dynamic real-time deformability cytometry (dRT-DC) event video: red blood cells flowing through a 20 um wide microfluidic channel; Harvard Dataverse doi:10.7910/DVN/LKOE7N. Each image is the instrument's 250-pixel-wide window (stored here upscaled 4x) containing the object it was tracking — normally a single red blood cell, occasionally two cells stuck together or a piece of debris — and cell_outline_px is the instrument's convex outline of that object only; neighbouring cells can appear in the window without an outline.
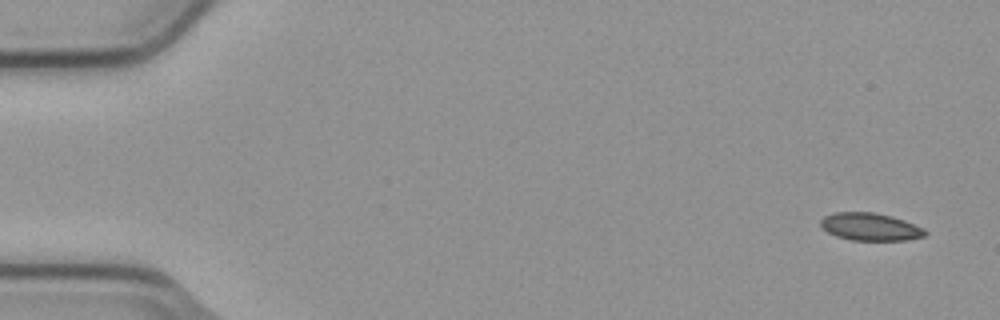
{"species": "common noctule bat (a hibernating species)", "species_latin": "Nyctalus noctula", "temperature_condition": "cold", "stored_images_in_passage": 4, "camera_frame_rate_fps": 3000, "um_per_image_px": 0.085, "animal": {"sex": "male", "body_mass_g": 23.1, "forearm_length_mm": 52.7}, "frame": {"image": 1, "passage_image": 1, "time_ms": 0.0, "image_size_px": [1000, 320], "cell_outline_px": [[928, 232], [924, 236], [908, 240], [852, 240], [836, 236], [828, 232], [820, 224], [820, 220], [824, 216], [836, 212], [876, 212], [892, 216], [904, 220], [924, 228]], "centroid_in_image_um": [73.99, 19.27], "position_along_channel_um": 11.0, "area_um2": 16.82}}
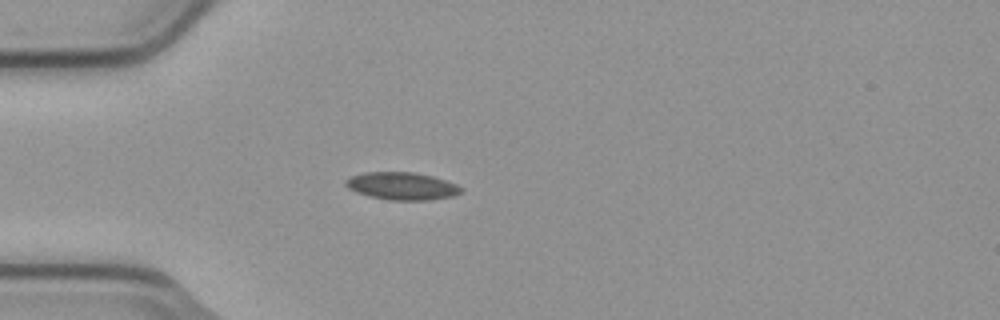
{"frame": {"image": 2, "passage_image": 4, "time_ms": 1.0, "image_size_px": [1000, 320], "cell_outline_px": [[464, 188], [460, 192], [452, 196], [428, 200], [388, 200], [356, 192], [348, 188], [344, 184], [344, 180], [352, 176], [364, 172], [412, 172], [432, 176], [456, 184]], "centroid_in_image_um": [34.14, 15.81], "position_along_channel_um": 50.9, "area_um2": 18.38}}